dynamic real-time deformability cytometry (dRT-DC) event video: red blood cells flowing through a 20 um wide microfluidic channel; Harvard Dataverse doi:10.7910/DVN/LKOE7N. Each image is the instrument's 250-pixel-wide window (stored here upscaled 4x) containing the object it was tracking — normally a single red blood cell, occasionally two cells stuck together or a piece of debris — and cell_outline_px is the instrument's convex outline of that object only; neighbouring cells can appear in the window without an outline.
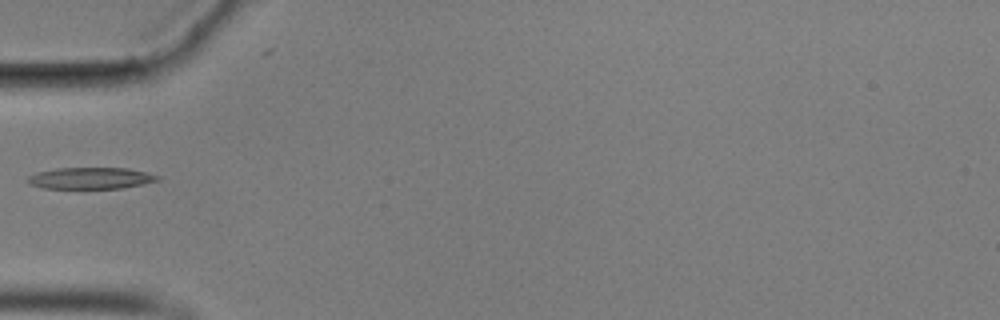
{"species": "common noctule bat (a hibernating species)", "species_latin": "Nyctalus noctula", "temperature_condition": "cold", "stored_images_in_passage": 6, "camera_frame_rate_fps": 3000, "um_per_image_px": 0.085, "animal": {"sex": "male", "body_mass_g": 17.9}, "frame": {"image": 1, "passage_image": 1, "time_ms": 0.0, "image_size_px": [1000, 320], "cell_outline_px": [[160, 180], [144, 184], [120, 188], [44, 188], [28, 184], [24, 180], [28, 176], [36, 172], [56, 168], [128, 168], [160, 176]], "centroid_in_image_um": [7.66, 15.14], "position_along_channel_um": 77.3, "area_um2": 16.36}}